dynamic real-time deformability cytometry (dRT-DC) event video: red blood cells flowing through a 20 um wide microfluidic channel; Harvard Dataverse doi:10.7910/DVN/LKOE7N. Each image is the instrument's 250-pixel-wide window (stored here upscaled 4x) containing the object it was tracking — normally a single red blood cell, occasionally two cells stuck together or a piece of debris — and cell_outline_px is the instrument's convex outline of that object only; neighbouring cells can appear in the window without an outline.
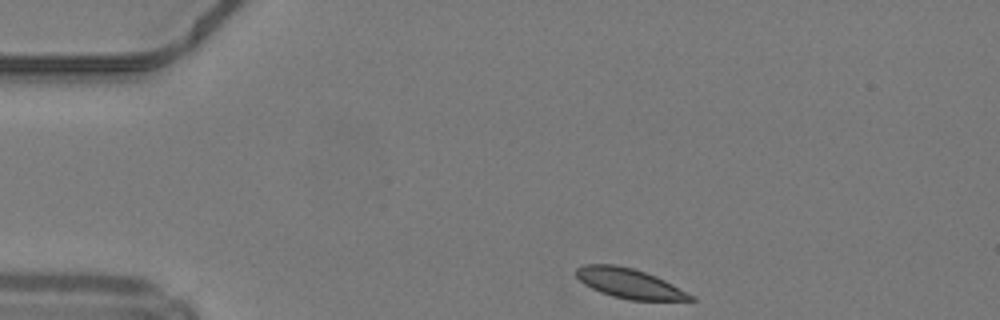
{"species": "common noctule bat (a hibernating species)", "species_latin": "Nyctalus noctula", "temperature_condition": "warm", "stored_images_in_passage": 41, "camera_frame_rate_fps": 3000, "um_per_image_px": 0.085, "animal": {"sex": "male", "body_mass_g": 19.2, "forearm_length_mm": 51.8}, "frame": {"image": 1, "passage_image": 1, "time_ms": 0.0, "image_size_px": [1000, 320], "cell_outline_px": [[696, 300], [628, 300], [612, 296], [600, 292], [584, 284], [576, 276], [576, 268], [584, 264], [616, 264], [632, 268], [656, 276], [696, 296]], "centroid_in_image_um": [53.5, 24.09], "position_along_channel_um": 31.5, "area_um2": 19.83}}
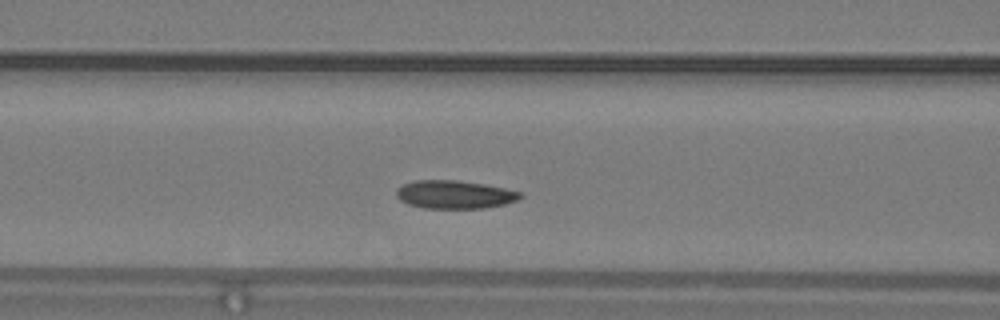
{"frame": {"image": 2, "passage_image": 12, "time_ms": 3.667, "image_size_px": [1000, 320], "cell_outline_px": [[524, 196], [516, 200], [504, 204], [484, 208], [424, 208], [408, 204], [400, 200], [396, 196], [396, 188], [404, 184], [416, 180], [456, 180], [484, 184], [504, 188], [520, 192]], "centroid_in_image_um": [38.61, 16.53], "position_along_channel_um": 128.0, "area_um2": 20.29}}
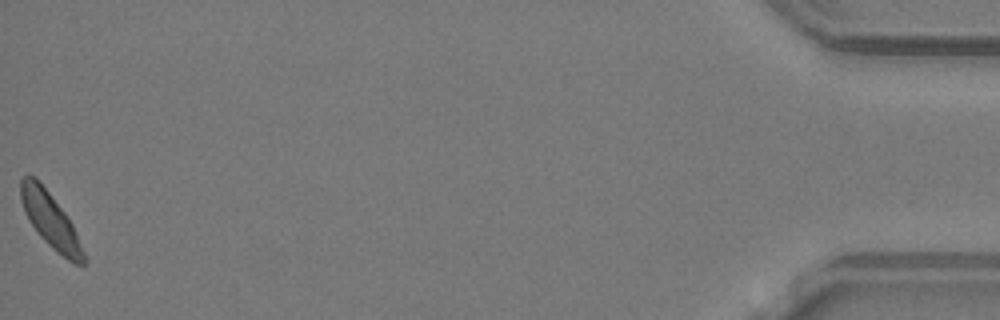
{"frame": {"image": 3, "passage_image": 41, "time_ms": 13.333, "image_size_px": [1000, 320], "cell_outline_px": [[84, 264], [72, 264], [52, 248], [40, 236], [24, 212], [20, 200], [20, 180], [28, 172], [36, 176], [64, 212], [72, 224], [84, 252]], "centroid_in_image_um": [4.24, 18.67], "position_along_channel_um": 431.0, "area_um2": 20.0}, "authors_computed_cell_mechanics": {"area_um2": 20.1144, "velocity_mm_per_s": 4.1679, "shape_relaxation_time_tau1_ms": 2.1162, "shape_relaxation_time_tau2_ms": null, "deformation_change_tau1": 0.0644, "deformation_change_tau2": null}}